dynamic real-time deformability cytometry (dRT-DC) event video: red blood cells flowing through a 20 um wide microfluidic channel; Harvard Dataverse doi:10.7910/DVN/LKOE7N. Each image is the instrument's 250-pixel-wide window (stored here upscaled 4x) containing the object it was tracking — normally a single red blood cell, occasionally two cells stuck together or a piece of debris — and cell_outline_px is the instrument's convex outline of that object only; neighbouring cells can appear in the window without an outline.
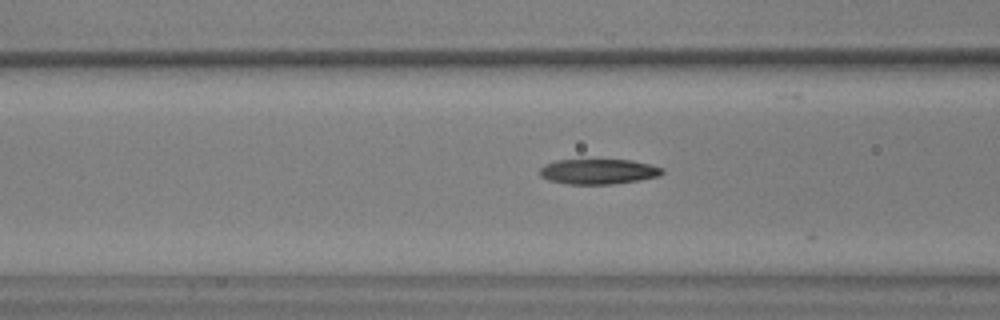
{"species": "common noctule bat (a hibernating species)", "species_latin": "Nyctalus noctula", "temperature_condition": "warm", "stored_images_in_passage": 12, "camera_frame_rate_fps": 3000, "um_per_image_px": 0.085, "animal": {"sex": "male", "body_mass_g": 17.9, "forearm_length_mm": 54.2}, "frame": {"image": 1, "passage_image": 5, "time_ms": 1.333, "image_size_px": [1000, 320], "cell_outline_px": [[664, 172], [660, 176], [640, 180], [612, 184], [568, 184], [548, 180], [540, 176], [540, 168], [544, 164], [556, 160], [632, 160], [664, 168]], "centroid_in_image_um": [50.86, 14.58], "position_along_channel_um": 115.7, "area_um2": 18.03}}
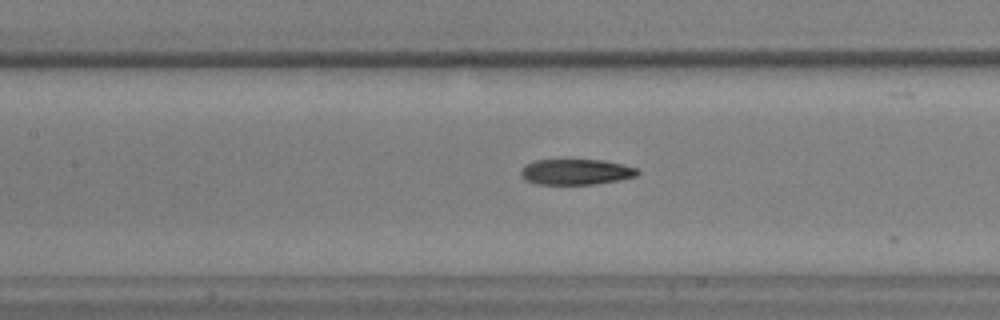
{"frame": {"image": 2, "passage_image": 8, "time_ms": 2.333, "image_size_px": [1000, 320], "cell_outline_px": [[640, 172], [636, 176], [620, 180], [592, 184], [536, 184], [524, 180], [520, 176], [520, 168], [524, 164], [536, 160], [604, 160], [636, 168]], "centroid_in_image_um": [48.89, 14.61], "position_along_channel_um": 158.5, "area_um2": 17.51}}